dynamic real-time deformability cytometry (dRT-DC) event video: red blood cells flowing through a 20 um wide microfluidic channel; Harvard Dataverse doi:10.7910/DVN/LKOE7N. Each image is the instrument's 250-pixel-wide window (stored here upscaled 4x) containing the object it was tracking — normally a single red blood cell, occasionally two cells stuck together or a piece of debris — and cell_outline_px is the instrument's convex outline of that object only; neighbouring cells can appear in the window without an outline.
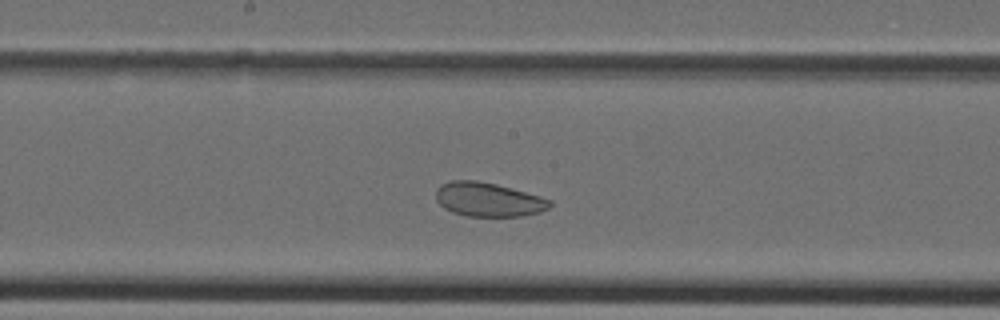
{"species": "Egyptian fruit bat (a non-hibernating species)", "species_latin": "Rousettus aegyptiacus", "temperature_condition": "cold", "stored_images_in_passage": 33, "camera_frame_rate_fps": 3000, "um_per_image_px": 0.085, "animal": {"sex": "female"}, "frame": {"image": 1, "passage_image": 14, "time_ms": 4.333, "image_size_px": [1000, 320], "cell_outline_px": [[552, 204], [548, 208], [540, 212], [524, 216], [464, 216], [452, 212], [444, 208], [436, 200], [436, 188], [440, 184], [452, 180], [476, 180], [496, 184], [540, 196], [552, 200]], "centroid_in_image_um": [41.49, 16.96], "position_along_channel_um": 206.7, "area_um2": 22.72}}
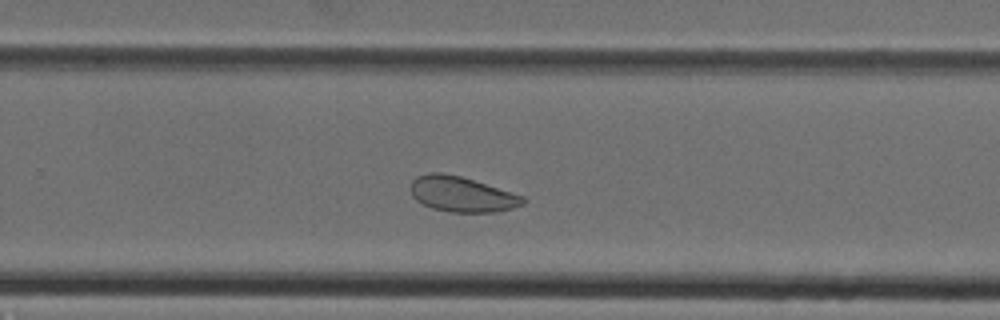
{"frame": {"image": 2, "passage_image": 19, "time_ms": 6.0, "image_size_px": [1000, 320], "cell_outline_px": [[528, 200], [524, 204], [512, 208], [496, 212], [448, 212], [432, 208], [416, 200], [412, 196], [412, 180], [416, 176], [428, 172], [444, 172], [460, 176], [524, 196]], "centroid_in_image_um": [39.26, 16.51], "position_along_channel_um": 290.5, "area_um2": 23.12}}
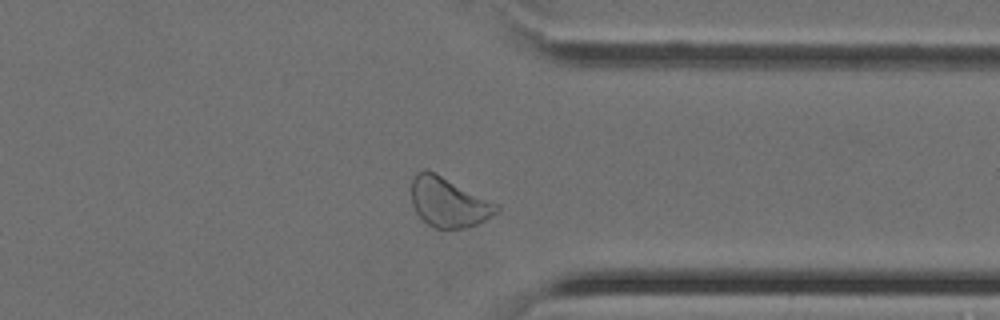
{"frame": {"image": 3, "passage_image": 24, "time_ms": 7.667, "image_size_px": [1000, 320], "cell_outline_px": [[500, 208], [496, 212], [480, 224], [468, 228], [436, 228], [428, 224], [416, 212], [412, 204], [412, 176], [416, 172], [424, 168], [436, 172], [500, 204]], "centroid_in_image_um": [38.15, 17.16], "position_along_channel_um": 373.3, "area_um2": 25.03}}